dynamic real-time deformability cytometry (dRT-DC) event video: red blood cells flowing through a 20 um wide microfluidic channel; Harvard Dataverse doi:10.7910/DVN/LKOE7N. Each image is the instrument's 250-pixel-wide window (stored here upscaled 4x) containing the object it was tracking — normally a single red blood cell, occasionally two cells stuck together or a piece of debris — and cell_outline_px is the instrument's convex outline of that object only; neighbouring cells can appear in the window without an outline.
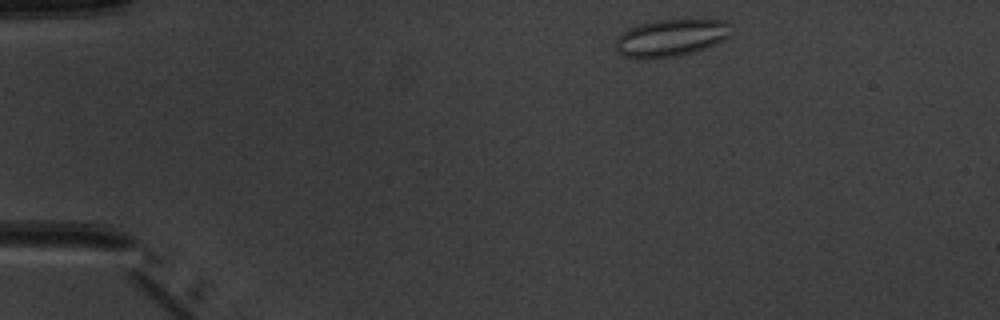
{"species": "common noctule bat (a hibernating species)", "species_latin": "Nyctalus noctula", "temperature_condition": "warm", "stored_images_in_passage": 3, "camera_frame_rate_fps": 3000, "um_per_image_px": 0.085, "animal": {"sex": "male", "body_mass_g": 20.1, "forearm_length_mm": 53.5}, "frame": {"image": 1, "passage_image": 1, "time_ms": 0.0, "image_size_px": [1000, 320], "cell_outline_px": [[732, 32], [724, 40], [716, 44], [692, 52], [676, 56], [652, 60], [636, 60], [624, 56], [616, 48], [616, 36], [628, 28], [640, 24], [656, 20], [728, 20], [732, 24]], "centroid_in_image_um": [57.02, 3.23], "position_along_channel_um": 28.0, "area_um2": 25.49}}
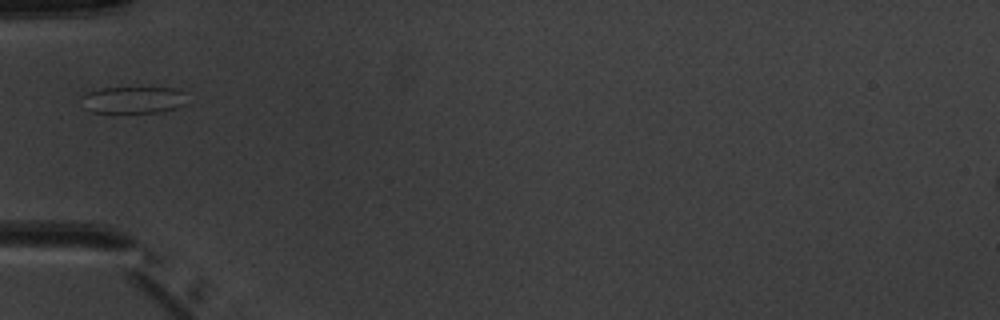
{"frame": {"image": 2, "passage_image": 3, "time_ms": 3.0, "image_size_px": [1000, 320], "cell_outline_px": [[184, 104], [176, 108], [160, 112], [92, 112], [84, 108], [80, 96], [88, 92], [100, 88], [176, 88], [180, 92]], "centroid_in_image_um": [11.22, 8.49], "position_along_channel_um": 73.8, "area_um2": 16.18}}